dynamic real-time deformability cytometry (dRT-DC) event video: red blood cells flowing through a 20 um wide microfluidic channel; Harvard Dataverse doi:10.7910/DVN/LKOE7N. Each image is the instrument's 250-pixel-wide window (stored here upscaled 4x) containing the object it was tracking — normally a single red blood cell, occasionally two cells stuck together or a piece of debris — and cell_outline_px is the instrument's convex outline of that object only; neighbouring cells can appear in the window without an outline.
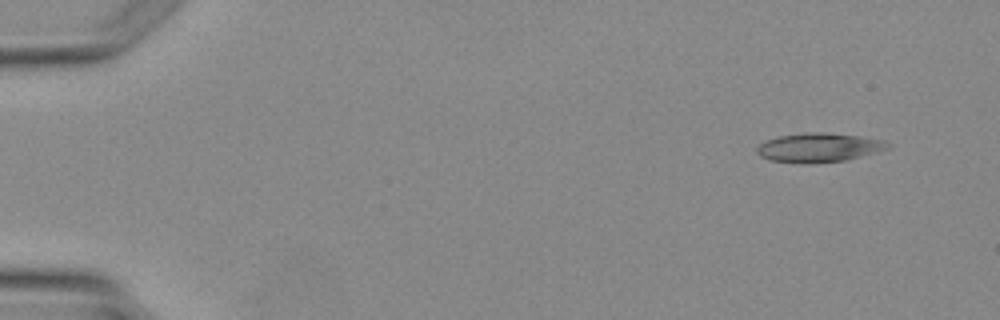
{"species": "Egyptian fruit bat (a non-hibernating species)", "species_latin": "Rousettus aegyptiacus", "temperature_condition": "warm", "stored_images_in_passage": 4, "segment_of_instrument_passage": [1, 2], "camera_frame_rate_fps": 3000, "um_per_image_px": 0.085, "animal": {"sex": "female"}, "frame": {"image": 1, "passage_image": 1, "time_ms": 0.0, "image_size_px": [1000, 320], "cell_outline_px": [[892, 144], [888, 148], [880, 152], [844, 160], [808, 164], [800, 164], [768, 160], [760, 156], [756, 152], [756, 148], [764, 140], [780, 136], [804, 132], [824, 132], [860, 136], [884, 140]], "centroid_in_image_um": [69.59, 12.55], "position_along_channel_um": 15.4, "area_um2": 22.54}}